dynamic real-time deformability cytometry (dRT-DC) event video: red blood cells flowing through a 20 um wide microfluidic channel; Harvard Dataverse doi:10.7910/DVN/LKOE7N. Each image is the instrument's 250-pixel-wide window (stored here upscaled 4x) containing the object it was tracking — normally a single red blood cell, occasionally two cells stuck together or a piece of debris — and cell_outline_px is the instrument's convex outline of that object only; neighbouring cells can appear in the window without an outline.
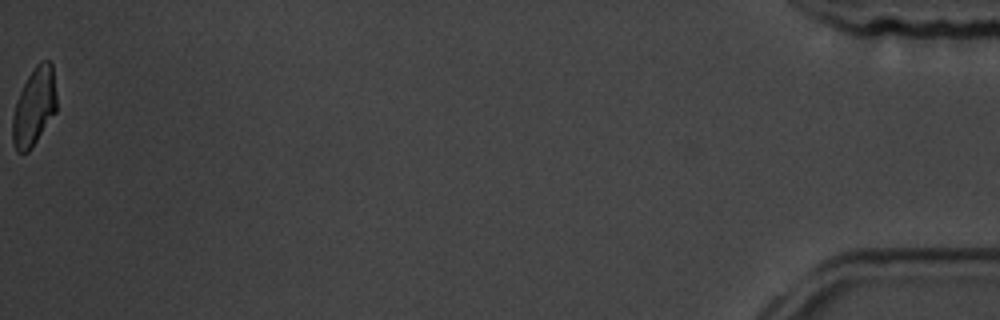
{"species": "common noctule bat (a hibernating species)", "species_latin": "Nyctalus noctula", "temperature_condition": "room temperature", "stored_images_in_passage": 16, "camera_frame_rate_fps": 3000, "um_per_image_px": 0.085, "animal": {"sex": "male", "body_mass_g": 19.5, "forearm_length_mm": 54.6}, "frame": {"image": 1, "passage_image": 16, "time_ms": 18.0, "image_size_px": [1000, 320], "cell_outline_px": [[56, 112], [28, 152], [16, 152], [12, 140], [12, 116], [16, 100], [28, 76], [36, 64], [40, 60], [48, 60], [52, 64], [56, 92]], "centroid_in_image_um": [2.9, 9.07], "position_along_channel_um": 432.3, "area_um2": 20.0}}